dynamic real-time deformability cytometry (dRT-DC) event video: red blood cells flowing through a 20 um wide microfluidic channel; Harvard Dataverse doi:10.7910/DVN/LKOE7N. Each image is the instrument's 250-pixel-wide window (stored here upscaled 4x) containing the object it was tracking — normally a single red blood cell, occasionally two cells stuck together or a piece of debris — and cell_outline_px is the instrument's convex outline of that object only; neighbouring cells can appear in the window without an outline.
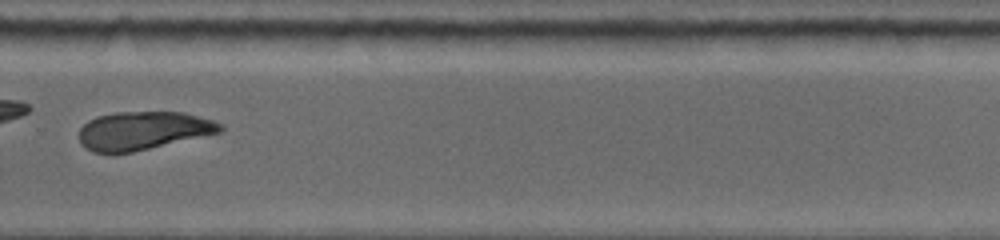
{"species": "common noctule bat (a hibernating species)", "species_latin": "Nyctalus noctula", "temperature_condition": "warm", "stored_images_in_passage": 21, "camera_frame_rate_fps": 5000, "um_per_image_px": 0.085, "animal": {"sex": "female", "body_mass_g": 19.0, "forearm_length_mm": 53.3}, "frame": {"image": 1, "passage_image": 16, "time_ms": 7.4, "image_size_px": [1000, 240], "cell_outline_px": [[224, 128], [220, 132], [132, 152], [92, 152], [80, 140], [80, 128], [88, 120], [96, 116], [116, 112], [184, 112], [212, 120], [224, 124]], "centroid_in_image_um": [12.18, 11.08], "position_along_channel_um": 317.6, "area_um2": 31.1}}